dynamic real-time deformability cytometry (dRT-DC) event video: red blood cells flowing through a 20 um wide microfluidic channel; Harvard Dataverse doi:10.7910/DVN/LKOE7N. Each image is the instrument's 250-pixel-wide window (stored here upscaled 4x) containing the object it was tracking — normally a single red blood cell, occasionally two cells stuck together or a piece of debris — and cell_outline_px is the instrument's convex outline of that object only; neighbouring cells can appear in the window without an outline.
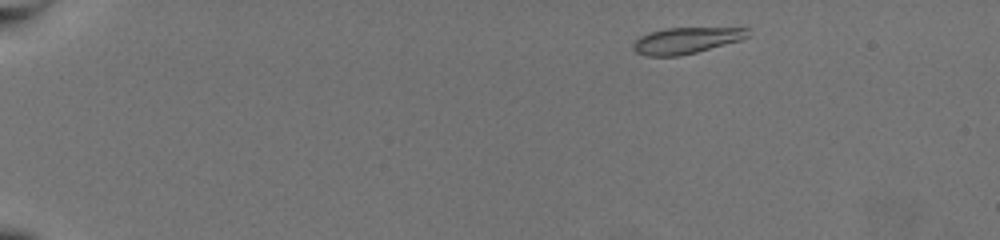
{"species": "common noctule bat (a hibernating species)", "species_latin": "Nyctalus noctula", "temperature_condition": "warm", "stored_images_in_passage": 52, "camera_frame_rate_fps": 3000, "um_per_image_px": 0.085, "animal": {"sex": "female", "body_mass_g": 19.5, "forearm_length_mm": 54.1}, "frame": {"image": 1, "passage_image": 3, "time_ms": 0.667, "image_size_px": [1000, 240], "cell_outline_px": [[748, 36], [740, 40], [696, 52], [680, 56], [644, 56], [636, 52], [632, 48], [632, 44], [640, 36], [648, 32], [664, 28], [748, 28]], "centroid_in_image_um": [58.25, 3.44], "position_along_channel_um": 26.7, "area_um2": 17.46}}
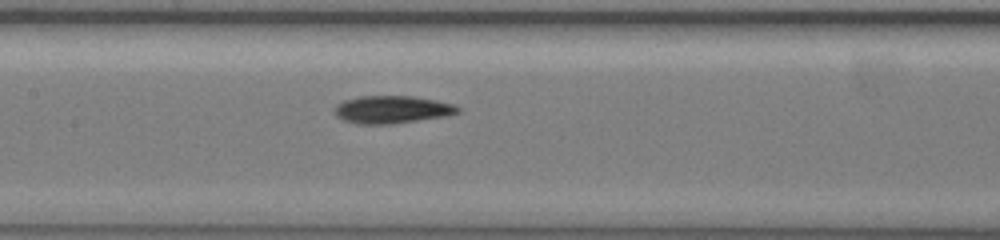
{"frame": {"image": 2, "passage_image": 25, "time_ms": 8.0, "image_size_px": [1000, 240], "cell_outline_px": [[460, 112], [448, 116], [392, 124], [356, 124], [344, 120], [336, 116], [332, 112], [336, 104], [344, 100], [360, 96], [412, 96], [436, 100], [452, 104], [460, 108]], "centroid_in_image_um": [33.29, 9.32], "position_along_channel_um": 174.1, "area_um2": 20.06}}
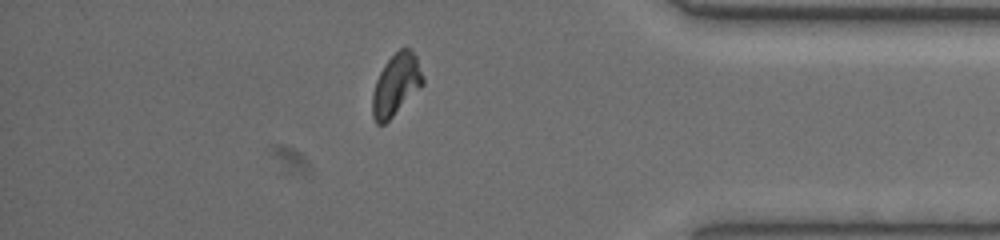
{"frame": {"image": 3, "passage_image": 45, "time_ms": 14.667, "image_size_px": [1000, 240], "cell_outline_px": [[424, 84], [384, 124], [376, 124], [372, 116], [372, 92], [376, 80], [384, 64], [400, 48], [408, 48], [416, 56], [424, 76]], "centroid_in_image_um": [33.65, 7.2], "position_along_channel_um": 401.5, "area_um2": 17.98}, "authors_computed_cell_mechanics": {"area_um2": 18.5827, "velocity_mm_per_s": 3.719, "shape_relaxation_time_tau1_ms": 3.0234, "shape_relaxation_time_tau2_ms": 4.8345, "deformation_change_tau1": 0.149, "deformation_change_tau2": 0.0734}}